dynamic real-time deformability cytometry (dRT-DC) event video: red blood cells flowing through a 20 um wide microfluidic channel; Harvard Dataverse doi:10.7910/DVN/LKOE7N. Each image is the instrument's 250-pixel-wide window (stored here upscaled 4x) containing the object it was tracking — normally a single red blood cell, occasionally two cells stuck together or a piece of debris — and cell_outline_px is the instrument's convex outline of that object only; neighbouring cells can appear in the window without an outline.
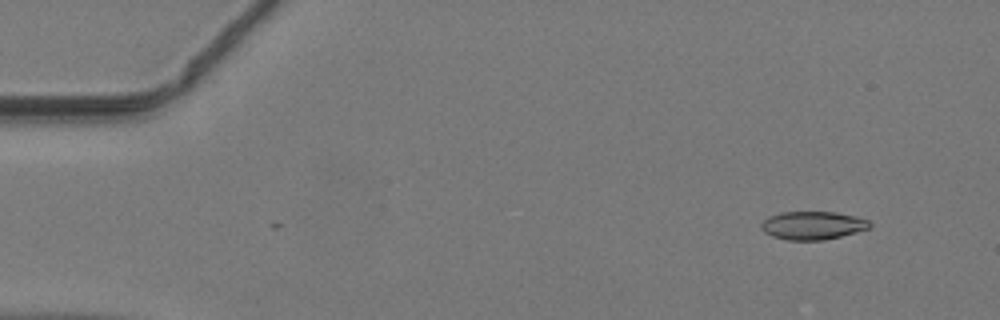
{"species": "common noctule bat (a hibernating species)", "species_latin": "Nyctalus noctula", "temperature_condition": "warm", "stored_images_in_passage": 15, "camera_frame_rate_fps": 3000, "um_per_image_px": 0.085, "animal": {"sex": "male", "body_mass_g": 19.2, "forearm_length_mm": 51.8}, "frame": {"image": 1, "passage_image": 1, "time_ms": 0.0, "image_size_px": [1000, 320], "cell_outline_px": [[872, 228], [824, 240], [788, 240], [772, 236], [764, 232], [760, 228], [760, 224], [768, 216], [780, 212], [836, 212], [856, 216], [868, 220], [872, 224]], "centroid_in_image_um": [69.08, 19.16], "position_along_channel_um": 15.9, "area_um2": 17.98}}
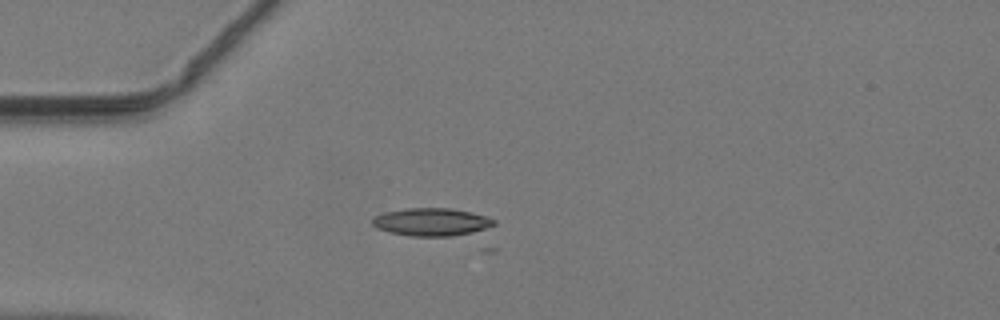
{"frame": {"image": 2, "passage_image": 10, "time_ms": 3.0, "image_size_px": [1000, 320], "cell_outline_px": [[496, 224], [472, 232], [452, 236], [412, 236], [388, 232], [376, 228], [372, 224], [372, 220], [376, 216], [384, 212], [404, 208], [452, 208], [472, 212], [496, 220]], "centroid_in_image_um": [36.65, 18.86], "position_along_channel_um": 48.4, "area_um2": 19.65}}
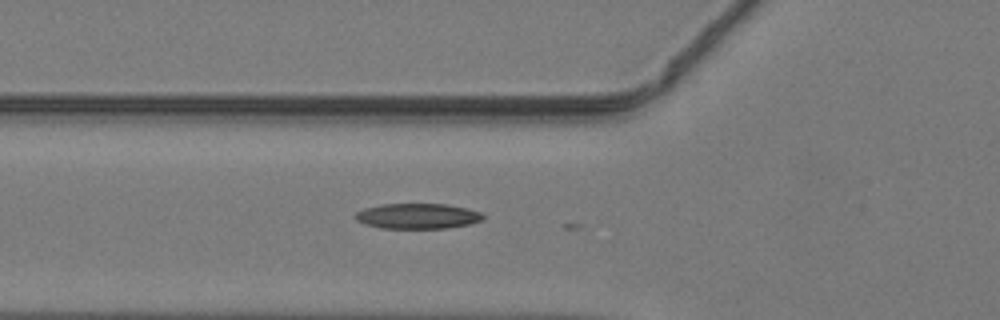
{"frame": {"image": 3, "passage_image": 14, "time_ms": 4.333, "image_size_px": [1000, 320], "cell_outline_px": [[484, 220], [468, 224], [448, 228], [380, 228], [364, 224], [356, 220], [352, 216], [356, 212], [364, 208], [380, 204], [448, 204], [468, 208], [480, 212], [484, 216]], "centroid_in_image_um": [35.47, 18.36], "position_along_channel_um": 90.3, "area_um2": 19.07}}